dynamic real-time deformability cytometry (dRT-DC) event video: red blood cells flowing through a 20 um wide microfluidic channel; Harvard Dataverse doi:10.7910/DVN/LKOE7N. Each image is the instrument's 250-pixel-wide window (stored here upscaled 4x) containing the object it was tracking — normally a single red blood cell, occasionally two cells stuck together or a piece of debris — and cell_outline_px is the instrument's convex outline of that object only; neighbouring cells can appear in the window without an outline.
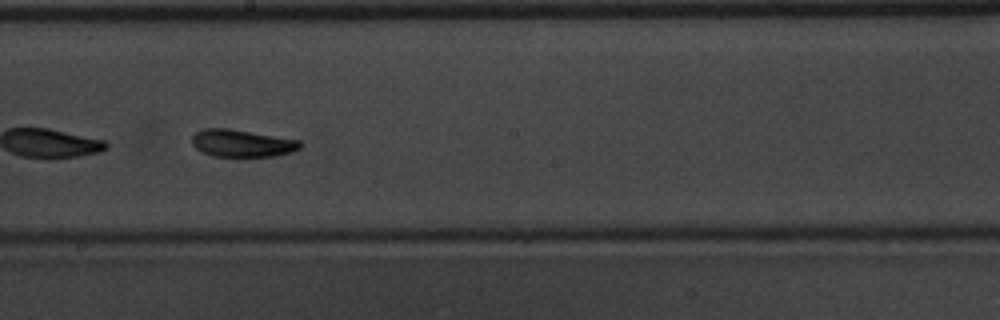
{"species": "common noctule bat (a hibernating species)", "species_latin": "Nyctalus noctula", "temperature_condition": "warm", "stored_images_in_passage": 39, "camera_frame_rate_fps": 3000, "um_per_image_px": 0.085, "animal": {"sex": "male", "body_mass_g": 20.1, "forearm_length_mm": 53.5}, "frame": {"image": 1, "passage_image": 17, "time_ms": 5.333, "image_size_px": [1000, 320], "cell_outline_px": [[304, 144], [300, 148], [292, 152], [276, 156], [212, 156], [196, 148], [192, 144], [192, 136], [196, 132], [204, 128], [228, 128], [300, 140]], "centroid_in_image_um": [20.59, 12.17], "position_along_channel_um": 227.6, "area_um2": 17.22}, "authors_computed_cell_mechanics": {"area_um2": 17.1088, "velocity_mm_per_s": 3.8982, "shape_relaxation_time_tau1_ms": 1.8399, "shape_relaxation_time_tau2_ms": 4.5292, "deformation_change_tau1": 0.1267, "deformation_change_tau2": 0.1182}}